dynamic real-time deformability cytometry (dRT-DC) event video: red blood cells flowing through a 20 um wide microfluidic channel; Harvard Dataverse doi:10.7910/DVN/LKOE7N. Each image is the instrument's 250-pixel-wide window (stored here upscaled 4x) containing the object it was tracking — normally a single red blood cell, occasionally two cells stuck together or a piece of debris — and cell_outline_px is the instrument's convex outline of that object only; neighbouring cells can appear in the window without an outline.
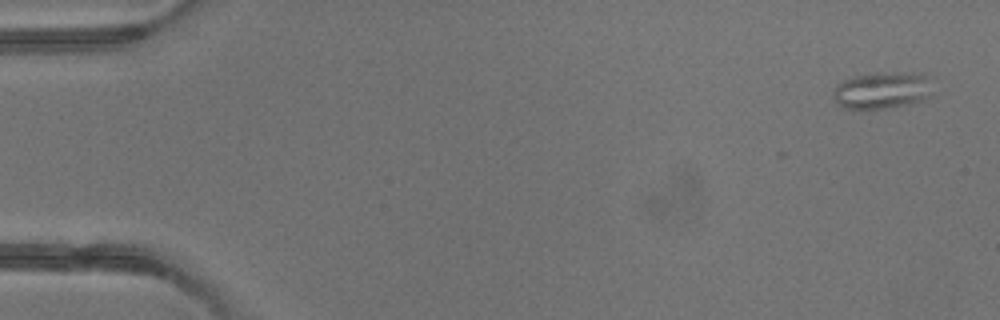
{"species": "common noctule bat (a hibernating species)", "species_latin": "Nyctalus noctula", "temperature_condition": "warm", "stored_images_in_passage": 3, "camera_frame_rate_fps": 3000, "um_per_image_px": 0.085, "animal": {"sex": "male", "body_mass_g": 13.3}, "frame": {"image": 1, "passage_image": 1, "time_ms": 0.0, "image_size_px": [1000, 320], "cell_outline_px": [[932, 96], [924, 100], [892, 108], [844, 108], [836, 104], [832, 96], [832, 92], [836, 84], [852, 76], [876, 72], [924, 72], [928, 76]], "centroid_in_image_um": [74.99, 7.65], "position_along_channel_um": 10.0, "area_um2": 21.96}}
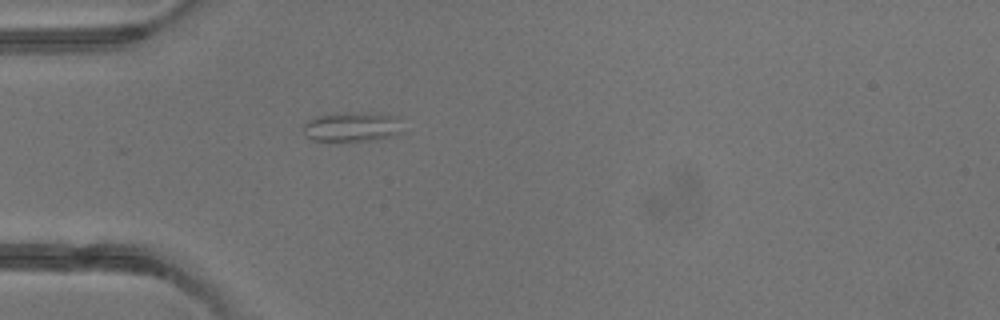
{"frame": {"image": 2, "passage_image": 3, "time_ms": 3.333, "image_size_px": [1000, 320], "cell_outline_px": [[404, 132], [392, 136], [372, 140], [312, 140], [304, 132], [304, 124], [308, 120], [316, 116], [344, 112], [376, 112], [400, 116]], "centroid_in_image_um": [30.04, 10.74], "position_along_channel_um": 55.0, "area_um2": 17.46}}